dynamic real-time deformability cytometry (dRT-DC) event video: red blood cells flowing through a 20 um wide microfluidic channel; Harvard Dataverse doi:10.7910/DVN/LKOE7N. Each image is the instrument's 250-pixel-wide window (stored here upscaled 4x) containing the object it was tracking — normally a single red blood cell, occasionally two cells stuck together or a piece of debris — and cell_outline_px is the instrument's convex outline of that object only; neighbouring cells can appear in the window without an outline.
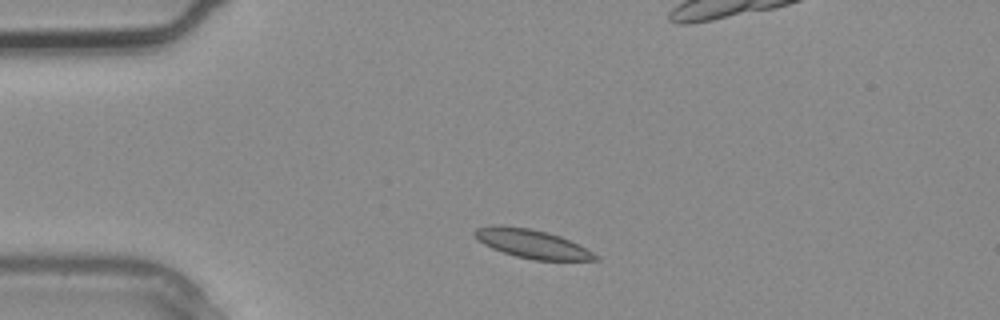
{"species": "common noctule bat (a hibernating species)", "species_latin": "Nyctalus noctula", "temperature_condition": "warm", "stored_images_in_passage": 3, "camera_frame_rate_fps": 3000, "um_per_image_px": 0.085, "animal": {"sex": "male", "body_mass_g": 20.4}, "frame": {"image": 1, "passage_image": 1, "time_ms": 0.0, "image_size_px": [1000, 320], "cell_outline_px": [[600, 260], [532, 260], [516, 256], [492, 248], [484, 244], [472, 232], [476, 228], [528, 228], [548, 232], [560, 236], [600, 256]], "centroid_in_image_um": [45.32, 20.77], "position_along_channel_um": 39.7, "area_um2": 19.19}}